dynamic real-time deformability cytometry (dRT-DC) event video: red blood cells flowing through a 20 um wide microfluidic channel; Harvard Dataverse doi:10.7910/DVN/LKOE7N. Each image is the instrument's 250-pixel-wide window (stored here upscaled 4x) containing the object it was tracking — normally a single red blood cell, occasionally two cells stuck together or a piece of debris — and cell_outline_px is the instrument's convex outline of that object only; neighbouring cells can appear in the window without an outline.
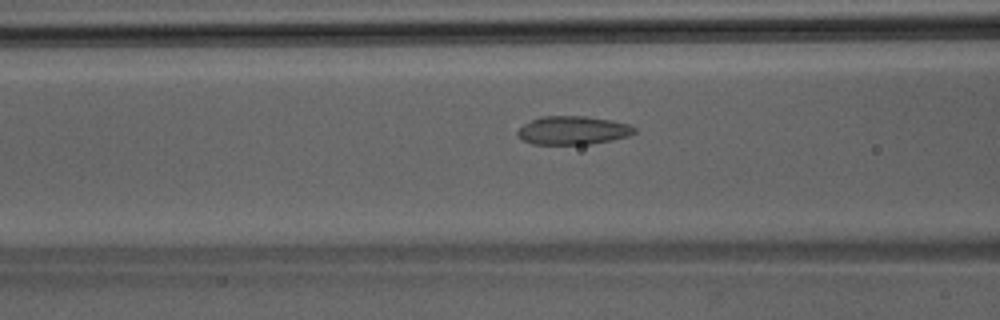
{"species": "Egyptian fruit bat (a non-hibernating species)", "species_latin": "Rousettus aegyptiacus", "temperature_condition": "room temperature", "stored_images_in_passage": 32, "camera_frame_rate_fps": 3000, "um_per_image_px": 0.085, "animal": {"sex": "male"}, "frame": {"image": 1, "passage_image": 5, "time_ms": 1.333, "image_size_px": [1000, 320], "cell_outline_px": [[636, 132], [628, 136], [612, 140], [592, 144], [532, 144], [524, 140], [516, 132], [524, 124], [540, 116], [584, 116], [612, 120], [628, 124], [636, 128]], "centroid_in_image_um": [48.72, 11.08], "position_along_channel_um": 117.9, "area_um2": 19.31}}
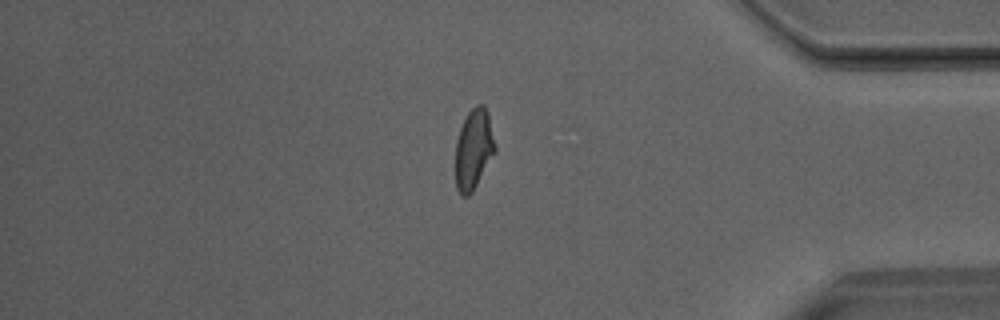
{"frame": {"image": 2, "passage_image": 25, "time_ms": 8.0, "image_size_px": [1000, 320], "cell_outline_px": [[496, 152], [472, 192], [468, 196], [460, 196], [456, 188], [456, 140], [460, 128], [468, 112], [476, 104], [484, 104], [488, 112], [496, 148]], "centroid_in_image_um": [40.27, 12.68], "position_along_channel_um": 394.9, "area_um2": 18.61}}
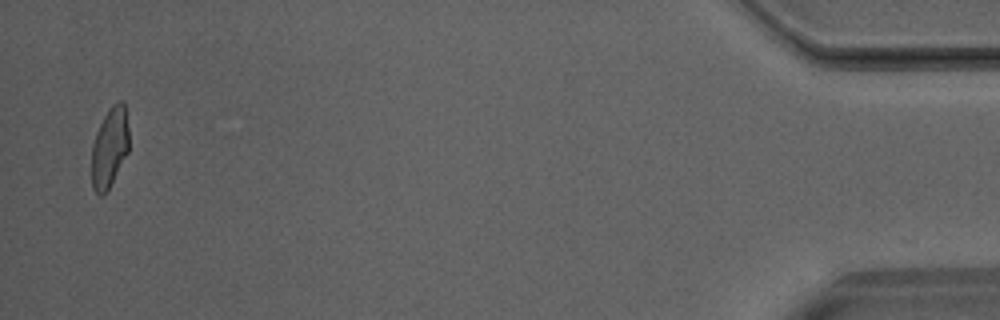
{"frame": {"image": 3, "passage_image": 31, "time_ms": 10.0, "image_size_px": [1000, 320], "cell_outline_px": [[128, 152], [108, 188], [100, 196], [92, 188], [92, 144], [96, 132], [104, 116], [112, 104], [120, 100], [124, 100], [128, 128]], "centroid_in_image_um": [9.31, 12.49], "position_along_channel_um": 425.9, "area_um2": 17.17}}